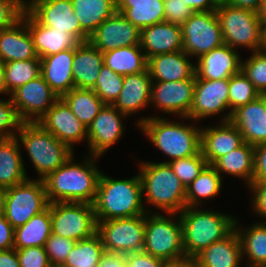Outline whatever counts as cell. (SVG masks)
Segmentation results:
<instances>
[{"mask_svg":"<svg viewBox=\"0 0 266 267\" xmlns=\"http://www.w3.org/2000/svg\"><path fill=\"white\" fill-rule=\"evenodd\" d=\"M152 79L148 68L143 72L124 75L123 89L113 106L126 116L141 112L150 105Z\"/></svg>","mask_w":266,"mask_h":267,"instance_id":"cb8c5ba5","label":"cell"},{"mask_svg":"<svg viewBox=\"0 0 266 267\" xmlns=\"http://www.w3.org/2000/svg\"><path fill=\"white\" fill-rule=\"evenodd\" d=\"M6 188L0 186V214L5 213Z\"/></svg>","mask_w":266,"mask_h":267,"instance_id":"03108f58","label":"cell"},{"mask_svg":"<svg viewBox=\"0 0 266 267\" xmlns=\"http://www.w3.org/2000/svg\"><path fill=\"white\" fill-rule=\"evenodd\" d=\"M259 92L242 71L229 78V112L221 122L230 121L232 112L259 97Z\"/></svg>","mask_w":266,"mask_h":267,"instance_id":"b9f144b4","label":"cell"},{"mask_svg":"<svg viewBox=\"0 0 266 267\" xmlns=\"http://www.w3.org/2000/svg\"><path fill=\"white\" fill-rule=\"evenodd\" d=\"M116 9L140 30L165 21L163 0H116Z\"/></svg>","mask_w":266,"mask_h":267,"instance_id":"1f68e13d","label":"cell"},{"mask_svg":"<svg viewBox=\"0 0 266 267\" xmlns=\"http://www.w3.org/2000/svg\"><path fill=\"white\" fill-rule=\"evenodd\" d=\"M139 163L142 196L147 204L166 214L180 213L186 207V188L170 165L154 161Z\"/></svg>","mask_w":266,"mask_h":267,"instance_id":"5b68a950","label":"cell"},{"mask_svg":"<svg viewBox=\"0 0 266 267\" xmlns=\"http://www.w3.org/2000/svg\"><path fill=\"white\" fill-rule=\"evenodd\" d=\"M104 64L103 53L89 41L80 42L74 49L72 75L74 88L92 89Z\"/></svg>","mask_w":266,"mask_h":267,"instance_id":"f1b7e54d","label":"cell"},{"mask_svg":"<svg viewBox=\"0 0 266 267\" xmlns=\"http://www.w3.org/2000/svg\"><path fill=\"white\" fill-rule=\"evenodd\" d=\"M86 155L80 164L73 160L72 154L62 166L43 179L49 203H94L102 172L95 163L98 156Z\"/></svg>","mask_w":266,"mask_h":267,"instance_id":"6da1fadb","label":"cell"},{"mask_svg":"<svg viewBox=\"0 0 266 267\" xmlns=\"http://www.w3.org/2000/svg\"><path fill=\"white\" fill-rule=\"evenodd\" d=\"M126 267H169V262L144 251L124 254Z\"/></svg>","mask_w":266,"mask_h":267,"instance_id":"f907efd6","label":"cell"},{"mask_svg":"<svg viewBox=\"0 0 266 267\" xmlns=\"http://www.w3.org/2000/svg\"><path fill=\"white\" fill-rule=\"evenodd\" d=\"M168 164L185 188H187L208 165L201 151L190 157L169 161Z\"/></svg>","mask_w":266,"mask_h":267,"instance_id":"ee69618b","label":"cell"},{"mask_svg":"<svg viewBox=\"0 0 266 267\" xmlns=\"http://www.w3.org/2000/svg\"><path fill=\"white\" fill-rule=\"evenodd\" d=\"M196 60L195 75L199 79H229L241 71V56L236 49L226 44L214 48Z\"/></svg>","mask_w":266,"mask_h":267,"instance_id":"44dd1931","label":"cell"},{"mask_svg":"<svg viewBox=\"0 0 266 267\" xmlns=\"http://www.w3.org/2000/svg\"><path fill=\"white\" fill-rule=\"evenodd\" d=\"M96 221L144 215L145 208L139 174L130 179H114L101 173L93 203Z\"/></svg>","mask_w":266,"mask_h":267,"instance_id":"7a4b0ae2","label":"cell"},{"mask_svg":"<svg viewBox=\"0 0 266 267\" xmlns=\"http://www.w3.org/2000/svg\"><path fill=\"white\" fill-rule=\"evenodd\" d=\"M169 267H199V265L194 259H186L183 261L170 263Z\"/></svg>","mask_w":266,"mask_h":267,"instance_id":"6125c7cd","label":"cell"},{"mask_svg":"<svg viewBox=\"0 0 266 267\" xmlns=\"http://www.w3.org/2000/svg\"><path fill=\"white\" fill-rule=\"evenodd\" d=\"M165 21L182 25L194 13L185 0H163Z\"/></svg>","mask_w":266,"mask_h":267,"instance_id":"c3c4849f","label":"cell"},{"mask_svg":"<svg viewBox=\"0 0 266 267\" xmlns=\"http://www.w3.org/2000/svg\"><path fill=\"white\" fill-rule=\"evenodd\" d=\"M212 2L218 7L229 3V0H212Z\"/></svg>","mask_w":266,"mask_h":267,"instance_id":"003e7915","label":"cell"},{"mask_svg":"<svg viewBox=\"0 0 266 267\" xmlns=\"http://www.w3.org/2000/svg\"><path fill=\"white\" fill-rule=\"evenodd\" d=\"M74 152V144L87 140V128L72 113L66 102L59 98L37 122Z\"/></svg>","mask_w":266,"mask_h":267,"instance_id":"d6986e66","label":"cell"},{"mask_svg":"<svg viewBox=\"0 0 266 267\" xmlns=\"http://www.w3.org/2000/svg\"><path fill=\"white\" fill-rule=\"evenodd\" d=\"M212 166L222 178V173H226L245 179L248 187L253 181L254 146L244 142L240 147L219 158Z\"/></svg>","mask_w":266,"mask_h":267,"instance_id":"836d02e7","label":"cell"},{"mask_svg":"<svg viewBox=\"0 0 266 267\" xmlns=\"http://www.w3.org/2000/svg\"><path fill=\"white\" fill-rule=\"evenodd\" d=\"M29 12L44 26L66 31L79 42L88 41L82 31L71 0H36Z\"/></svg>","mask_w":266,"mask_h":267,"instance_id":"e0dca14e","label":"cell"},{"mask_svg":"<svg viewBox=\"0 0 266 267\" xmlns=\"http://www.w3.org/2000/svg\"><path fill=\"white\" fill-rule=\"evenodd\" d=\"M259 97L262 99L265 109H266V91H263L259 94Z\"/></svg>","mask_w":266,"mask_h":267,"instance_id":"89a4df30","label":"cell"},{"mask_svg":"<svg viewBox=\"0 0 266 267\" xmlns=\"http://www.w3.org/2000/svg\"><path fill=\"white\" fill-rule=\"evenodd\" d=\"M183 50L156 55L148 59L147 68L152 82H175L191 79L195 63Z\"/></svg>","mask_w":266,"mask_h":267,"instance_id":"d4e9b609","label":"cell"},{"mask_svg":"<svg viewBox=\"0 0 266 267\" xmlns=\"http://www.w3.org/2000/svg\"><path fill=\"white\" fill-rule=\"evenodd\" d=\"M24 122L20 118L17 109L9 100L0 99V140L16 137Z\"/></svg>","mask_w":266,"mask_h":267,"instance_id":"bcb514c9","label":"cell"},{"mask_svg":"<svg viewBox=\"0 0 266 267\" xmlns=\"http://www.w3.org/2000/svg\"><path fill=\"white\" fill-rule=\"evenodd\" d=\"M261 50L266 54V31H263V44Z\"/></svg>","mask_w":266,"mask_h":267,"instance_id":"a7ac6f4b","label":"cell"},{"mask_svg":"<svg viewBox=\"0 0 266 267\" xmlns=\"http://www.w3.org/2000/svg\"><path fill=\"white\" fill-rule=\"evenodd\" d=\"M23 11L10 0H0V31L12 27L22 17Z\"/></svg>","mask_w":266,"mask_h":267,"instance_id":"816d5d0a","label":"cell"},{"mask_svg":"<svg viewBox=\"0 0 266 267\" xmlns=\"http://www.w3.org/2000/svg\"><path fill=\"white\" fill-rule=\"evenodd\" d=\"M17 5L23 12H27L34 5L36 0H10Z\"/></svg>","mask_w":266,"mask_h":267,"instance_id":"94428289","label":"cell"},{"mask_svg":"<svg viewBox=\"0 0 266 267\" xmlns=\"http://www.w3.org/2000/svg\"><path fill=\"white\" fill-rule=\"evenodd\" d=\"M222 180L216 169L207 165L186 188V207L200 208L205 199L217 196L222 189Z\"/></svg>","mask_w":266,"mask_h":267,"instance_id":"f35d334b","label":"cell"},{"mask_svg":"<svg viewBox=\"0 0 266 267\" xmlns=\"http://www.w3.org/2000/svg\"><path fill=\"white\" fill-rule=\"evenodd\" d=\"M0 267H20L16 249L0 250Z\"/></svg>","mask_w":266,"mask_h":267,"instance_id":"6f0895ef","label":"cell"},{"mask_svg":"<svg viewBox=\"0 0 266 267\" xmlns=\"http://www.w3.org/2000/svg\"><path fill=\"white\" fill-rule=\"evenodd\" d=\"M52 233L71 239L82 240L97 232L93 204L86 202L49 203Z\"/></svg>","mask_w":266,"mask_h":267,"instance_id":"9c48e42d","label":"cell"},{"mask_svg":"<svg viewBox=\"0 0 266 267\" xmlns=\"http://www.w3.org/2000/svg\"><path fill=\"white\" fill-rule=\"evenodd\" d=\"M230 121L244 142L252 146L266 142V109L260 97L234 110Z\"/></svg>","mask_w":266,"mask_h":267,"instance_id":"484cf974","label":"cell"},{"mask_svg":"<svg viewBox=\"0 0 266 267\" xmlns=\"http://www.w3.org/2000/svg\"><path fill=\"white\" fill-rule=\"evenodd\" d=\"M242 259L240 239L235 230L225 239L209 245L194 258L199 267H240Z\"/></svg>","mask_w":266,"mask_h":267,"instance_id":"f546056e","label":"cell"},{"mask_svg":"<svg viewBox=\"0 0 266 267\" xmlns=\"http://www.w3.org/2000/svg\"><path fill=\"white\" fill-rule=\"evenodd\" d=\"M41 75V59L4 63V82L9 94Z\"/></svg>","mask_w":266,"mask_h":267,"instance_id":"60d3db41","label":"cell"},{"mask_svg":"<svg viewBox=\"0 0 266 267\" xmlns=\"http://www.w3.org/2000/svg\"><path fill=\"white\" fill-rule=\"evenodd\" d=\"M0 94L9 95L4 82V63L0 60Z\"/></svg>","mask_w":266,"mask_h":267,"instance_id":"be15d7a7","label":"cell"},{"mask_svg":"<svg viewBox=\"0 0 266 267\" xmlns=\"http://www.w3.org/2000/svg\"><path fill=\"white\" fill-rule=\"evenodd\" d=\"M220 21L224 44L233 49L239 46L251 50H261L264 24L258 13L248 9L234 7L227 3L216 9Z\"/></svg>","mask_w":266,"mask_h":267,"instance_id":"ba28073f","label":"cell"},{"mask_svg":"<svg viewBox=\"0 0 266 267\" xmlns=\"http://www.w3.org/2000/svg\"><path fill=\"white\" fill-rule=\"evenodd\" d=\"M100 236H93L76 241L63 265L69 267H98L105 255Z\"/></svg>","mask_w":266,"mask_h":267,"instance_id":"ab89813d","label":"cell"},{"mask_svg":"<svg viewBox=\"0 0 266 267\" xmlns=\"http://www.w3.org/2000/svg\"><path fill=\"white\" fill-rule=\"evenodd\" d=\"M183 51L198 59L224 44L216 11L194 12L182 25Z\"/></svg>","mask_w":266,"mask_h":267,"instance_id":"7c38bea8","label":"cell"},{"mask_svg":"<svg viewBox=\"0 0 266 267\" xmlns=\"http://www.w3.org/2000/svg\"><path fill=\"white\" fill-rule=\"evenodd\" d=\"M174 122L161 116L141 117L136 125L144 136L160 151L170 157L165 161L186 158L201 151V127L196 123ZM195 125V126H194Z\"/></svg>","mask_w":266,"mask_h":267,"instance_id":"3957f363","label":"cell"},{"mask_svg":"<svg viewBox=\"0 0 266 267\" xmlns=\"http://www.w3.org/2000/svg\"><path fill=\"white\" fill-rule=\"evenodd\" d=\"M82 31L89 37L116 11V0H71Z\"/></svg>","mask_w":266,"mask_h":267,"instance_id":"e575fe53","label":"cell"},{"mask_svg":"<svg viewBox=\"0 0 266 267\" xmlns=\"http://www.w3.org/2000/svg\"><path fill=\"white\" fill-rule=\"evenodd\" d=\"M61 98L86 128L105 105L92 89L73 88Z\"/></svg>","mask_w":266,"mask_h":267,"instance_id":"74e56055","label":"cell"},{"mask_svg":"<svg viewBox=\"0 0 266 267\" xmlns=\"http://www.w3.org/2000/svg\"><path fill=\"white\" fill-rule=\"evenodd\" d=\"M253 181H266V142L254 146Z\"/></svg>","mask_w":266,"mask_h":267,"instance_id":"db71d44e","label":"cell"},{"mask_svg":"<svg viewBox=\"0 0 266 267\" xmlns=\"http://www.w3.org/2000/svg\"><path fill=\"white\" fill-rule=\"evenodd\" d=\"M196 75L175 82H152L150 105L166 114H178L181 121L190 114ZM184 119V120H182Z\"/></svg>","mask_w":266,"mask_h":267,"instance_id":"5bb4252c","label":"cell"},{"mask_svg":"<svg viewBox=\"0 0 266 267\" xmlns=\"http://www.w3.org/2000/svg\"><path fill=\"white\" fill-rule=\"evenodd\" d=\"M28 152L38 174V180L62 166L74 152L39 123H23L16 135Z\"/></svg>","mask_w":266,"mask_h":267,"instance_id":"8992f818","label":"cell"},{"mask_svg":"<svg viewBox=\"0 0 266 267\" xmlns=\"http://www.w3.org/2000/svg\"><path fill=\"white\" fill-rule=\"evenodd\" d=\"M262 0H229V4L234 7L248 9L255 12H258Z\"/></svg>","mask_w":266,"mask_h":267,"instance_id":"91938a15","label":"cell"},{"mask_svg":"<svg viewBox=\"0 0 266 267\" xmlns=\"http://www.w3.org/2000/svg\"><path fill=\"white\" fill-rule=\"evenodd\" d=\"M104 64L115 73L130 75L147 69L148 60L140 45L119 47L103 53Z\"/></svg>","mask_w":266,"mask_h":267,"instance_id":"8d00e7d4","label":"cell"},{"mask_svg":"<svg viewBox=\"0 0 266 267\" xmlns=\"http://www.w3.org/2000/svg\"><path fill=\"white\" fill-rule=\"evenodd\" d=\"M22 157L21 145L16 137L0 140L1 187H13L29 179Z\"/></svg>","mask_w":266,"mask_h":267,"instance_id":"4dcf8cb0","label":"cell"},{"mask_svg":"<svg viewBox=\"0 0 266 267\" xmlns=\"http://www.w3.org/2000/svg\"><path fill=\"white\" fill-rule=\"evenodd\" d=\"M75 243V240L51 233L44 246L51 266L63 265Z\"/></svg>","mask_w":266,"mask_h":267,"instance_id":"7dc6e473","label":"cell"},{"mask_svg":"<svg viewBox=\"0 0 266 267\" xmlns=\"http://www.w3.org/2000/svg\"><path fill=\"white\" fill-rule=\"evenodd\" d=\"M141 30L120 12L103 21L88 41L102 53L119 47L140 45Z\"/></svg>","mask_w":266,"mask_h":267,"instance_id":"ac0fdd59","label":"cell"},{"mask_svg":"<svg viewBox=\"0 0 266 267\" xmlns=\"http://www.w3.org/2000/svg\"><path fill=\"white\" fill-rule=\"evenodd\" d=\"M106 253L143 251L145 214L97 222V232Z\"/></svg>","mask_w":266,"mask_h":267,"instance_id":"8fae6325","label":"cell"},{"mask_svg":"<svg viewBox=\"0 0 266 267\" xmlns=\"http://www.w3.org/2000/svg\"><path fill=\"white\" fill-rule=\"evenodd\" d=\"M14 248V228L6 220L5 214H0V250Z\"/></svg>","mask_w":266,"mask_h":267,"instance_id":"11a10c76","label":"cell"},{"mask_svg":"<svg viewBox=\"0 0 266 267\" xmlns=\"http://www.w3.org/2000/svg\"><path fill=\"white\" fill-rule=\"evenodd\" d=\"M194 12L216 11L217 6L212 0H185Z\"/></svg>","mask_w":266,"mask_h":267,"instance_id":"680465c9","label":"cell"},{"mask_svg":"<svg viewBox=\"0 0 266 267\" xmlns=\"http://www.w3.org/2000/svg\"><path fill=\"white\" fill-rule=\"evenodd\" d=\"M27 26L39 58L57 54L67 49H75L80 43L73 35L42 25L27 11Z\"/></svg>","mask_w":266,"mask_h":267,"instance_id":"4316f807","label":"cell"},{"mask_svg":"<svg viewBox=\"0 0 266 267\" xmlns=\"http://www.w3.org/2000/svg\"><path fill=\"white\" fill-rule=\"evenodd\" d=\"M229 79L207 80L196 77L188 120L201 121L229 111Z\"/></svg>","mask_w":266,"mask_h":267,"instance_id":"9a60e30c","label":"cell"},{"mask_svg":"<svg viewBox=\"0 0 266 267\" xmlns=\"http://www.w3.org/2000/svg\"><path fill=\"white\" fill-rule=\"evenodd\" d=\"M164 215L158 211L145 214L143 251L169 263L186 260L180 215L177 216L178 213Z\"/></svg>","mask_w":266,"mask_h":267,"instance_id":"52a82bcc","label":"cell"},{"mask_svg":"<svg viewBox=\"0 0 266 267\" xmlns=\"http://www.w3.org/2000/svg\"><path fill=\"white\" fill-rule=\"evenodd\" d=\"M73 57L74 49H67L40 58L41 75L59 98L74 88Z\"/></svg>","mask_w":266,"mask_h":267,"instance_id":"83f0119b","label":"cell"},{"mask_svg":"<svg viewBox=\"0 0 266 267\" xmlns=\"http://www.w3.org/2000/svg\"><path fill=\"white\" fill-rule=\"evenodd\" d=\"M127 116L113 105L105 104L87 128L89 154L99 158L114 144L119 142L124 133L122 119Z\"/></svg>","mask_w":266,"mask_h":267,"instance_id":"2e32d148","label":"cell"},{"mask_svg":"<svg viewBox=\"0 0 266 267\" xmlns=\"http://www.w3.org/2000/svg\"><path fill=\"white\" fill-rule=\"evenodd\" d=\"M20 267H52L44 247L16 249Z\"/></svg>","mask_w":266,"mask_h":267,"instance_id":"681fc988","label":"cell"},{"mask_svg":"<svg viewBox=\"0 0 266 267\" xmlns=\"http://www.w3.org/2000/svg\"><path fill=\"white\" fill-rule=\"evenodd\" d=\"M98 267H126L124 254L105 253Z\"/></svg>","mask_w":266,"mask_h":267,"instance_id":"9f6ffc18","label":"cell"},{"mask_svg":"<svg viewBox=\"0 0 266 267\" xmlns=\"http://www.w3.org/2000/svg\"><path fill=\"white\" fill-rule=\"evenodd\" d=\"M199 207H185L178 215L183 228L186 259H194L214 242L225 239L235 230L236 217Z\"/></svg>","mask_w":266,"mask_h":267,"instance_id":"277c9868","label":"cell"},{"mask_svg":"<svg viewBox=\"0 0 266 267\" xmlns=\"http://www.w3.org/2000/svg\"><path fill=\"white\" fill-rule=\"evenodd\" d=\"M215 125L201 128V152L208 165L244 143L241 132L231 121Z\"/></svg>","mask_w":266,"mask_h":267,"instance_id":"ffe728a7","label":"cell"},{"mask_svg":"<svg viewBox=\"0 0 266 267\" xmlns=\"http://www.w3.org/2000/svg\"><path fill=\"white\" fill-rule=\"evenodd\" d=\"M140 46L147 60L183 50L182 27L166 21L148 26L141 30Z\"/></svg>","mask_w":266,"mask_h":267,"instance_id":"603a6c76","label":"cell"},{"mask_svg":"<svg viewBox=\"0 0 266 267\" xmlns=\"http://www.w3.org/2000/svg\"><path fill=\"white\" fill-rule=\"evenodd\" d=\"M252 192V210L259 217L266 219V181H252L248 186Z\"/></svg>","mask_w":266,"mask_h":267,"instance_id":"f5cc1de1","label":"cell"},{"mask_svg":"<svg viewBox=\"0 0 266 267\" xmlns=\"http://www.w3.org/2000/svg\"><path fill=\"white\" fill-rule=\"evenodd\" d=\"M123 80L124 75L115 73L103 64L92 90L105 104L113 105L123 89Z\"/></svg>","mask_w":266,"mask_h":267,"instance_id":"7bdbcfd3","label":"cell"},{"mask_svg":"<svg viewBox=\"0 0 266 267\" xmlns=\"http://www.w3.org/2000/svg\"><path fill=\"white\" fill-rule=\"evenodd\" d=\"M48 204L44 181L29 178L21 184L6 188L4 214L15 229L44 211Z\"/></svg>","mask_w":266,"mask_h":267,"instance_id":"30bf717a","label":"cell"},{"mask_svg":"<svg viewBox=\"0 0 266 267\" xmlns=\"http://www.w3.org/2000/svg\"><path fill=\"white\" fill-rule=\"evenodd\" d=\"M257 13L261 22L264 24V26H266V0H262V3Z\"/></svg>","mask_w":266,"mask_h":267,"instance_id":"e7e4bbea","label":"cell"},{"mask_svg":"<svg viewBox=\"0 0 266 267\" xmlns=\"http://www.w3.org/2000/svg\"><path fill=\"white\" fill-rule=\"evenodd\" d=\"M56 267H69V266H65V265H59V266H56Z\"/></svg>","mask_w":266,"mask_h":267,"instance_id":"2644e50d","label":"cell"},{"mask_svg":"<svg viewBox=\"0 0 266 267\" xmlns=\"http://www.w3.org/2000/svg\"><path fill=\"white\" fill-rule=\"evenodd\" d=\"M40 59L27 26V12L12 27L0 31V60L3 63Z\"/></svg>","mask_w":266,"mask_h":267,"instance_id":"7402d4cb","label":"cell"},{"mask_svg":"<svg viewBox=\"0 0 266 267\" xmlns=\"http://www.w3.org/2000/svg\"><path fill=\"white\" fill-rule=\"evenodd\" d=\"M241 71L259 93L266 91V54L262 50L254 51L246 61L242 60Z\"/></svg>","mask_w":266,"mask_h":267,"instance_id":"f6af8a7d","label":"cell"},{"mask_svg":"<svg viewBox=\"0 0 266 267\" xmlns=\"http://www.w3.org/2000/svg\"><path fill=\"white\" fill-rule=\"evenodd\" d=\"M51 233L50 208L47 207L26 224L14 229V249L44 247Z\"/></svg>","mask_w":266,"mask_h":267,"instance_id":"d590c367","label":"cell"},{"mask_svg":"<svg viewBox=\"0 0 266 267\" xmlns=\"http://www.w3.org/2000/svg\"><path fill=\"white\" fill-rule=\"evenodd\" d=\"M10 98L24 123H37L59 99L42 75L18 87Z\"/></svg>","mask_w":266,"mask_h":267,"instance_id":"4fadbf2b","label":"cell"},{"mask_svg":"<svg viewBox=\"0 0 266 267\" xmlns=\"http://www.w3.org/2000/svg\"><path fill=\"white\" fill-rule=\"evenodd\" d=\"M238 221L240 220L236 219L235 231L240 239L243 259L246 256L249 267H264L266 265V223L256 222L249 225V228L242 229Z\"/></svg>","mask_w":266,"mask_h":267,"instance_id":"d6a6232c","label":"cell"}]
</instances>
